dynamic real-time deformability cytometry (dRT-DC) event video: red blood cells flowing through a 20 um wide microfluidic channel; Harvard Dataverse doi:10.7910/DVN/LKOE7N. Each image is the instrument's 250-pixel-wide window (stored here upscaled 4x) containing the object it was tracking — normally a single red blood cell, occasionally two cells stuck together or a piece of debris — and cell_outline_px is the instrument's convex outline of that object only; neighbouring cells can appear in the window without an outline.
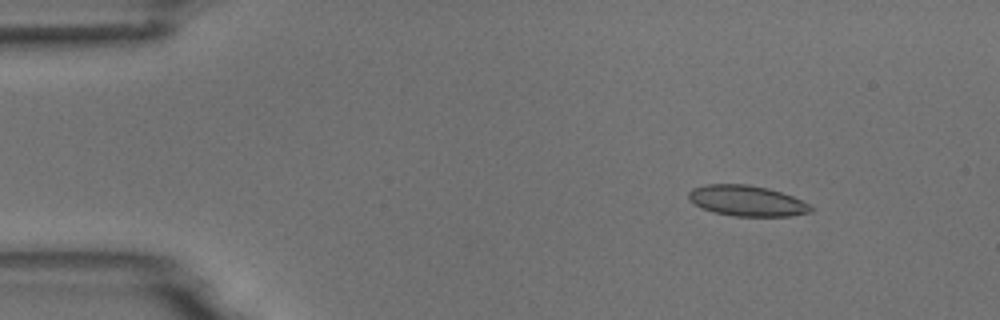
{"species": "common noctule bat (a hibernating species)", "species_latin": "Nyctalus noctula", "temperature_condition": "room temperature", "stored_images_in_passage": 3, "camera_frame_rate_fps": 3000, "um_per_image_px": 0.085, "animal": {"sex": "male", "body_mass_g": 18.8}, "frame": {"image": 1, "passage_image": 1, "time_ms": 0.0, "image_size_px": [1000, 320], "cell_outline_px": [[812, 212], [788, 216], [736, 216], [716, 212], [704, 208], [696, 204], [688, 196], [688, 192], [692, 188], [704, 184], [748, 184], [768, 188], [792, 196], [808, 204], [812, 208]], "centroid_in_image_um": [63.49, 17.05], "position_along_channel_um": 21.5, "area_um2": 21.5}}